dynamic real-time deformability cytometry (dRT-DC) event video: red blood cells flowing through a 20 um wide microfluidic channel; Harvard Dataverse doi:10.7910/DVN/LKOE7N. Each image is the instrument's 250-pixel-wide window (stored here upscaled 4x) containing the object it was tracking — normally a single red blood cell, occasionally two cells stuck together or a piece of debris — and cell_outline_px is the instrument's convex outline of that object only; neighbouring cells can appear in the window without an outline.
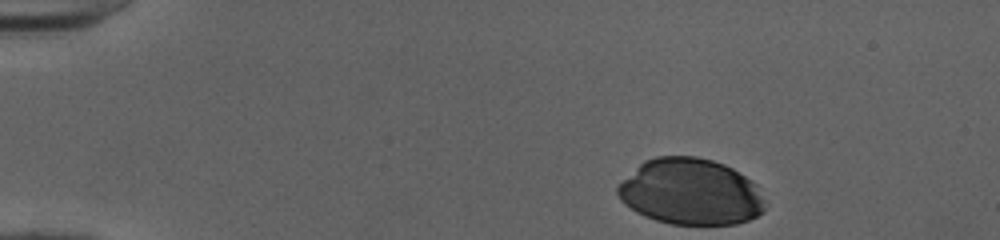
{"species": "human", "species_latin": "Homo sapiens", "temperature_condition": "cold", "stored_images_in_passage": 36, "camera_frame_rate_fps": 3000, "um_per_image_px": 0.085, "donor": {"sex": "female"}, "frame": {"image": 1, "passage_image": 1, "time_ms": 0.0, "image_size_px": [1000, 240], "cell_outline_px": [[764, 212], [748, 220], [736, 224], [672, 224], [656, 220], [644, 216], [636, 212], [624, 204], [620, 200], [616, 192], [616, 188], [644, 160], [656, 156], [696, 156], [712, 160], [724, 164], [732, 168], [752, 180], [756, 184], [764, 200]], "centroid_in_image_um": [58.7, 16.3], "position_along_channel_um": 26.3, "area_um2": 56.88}}